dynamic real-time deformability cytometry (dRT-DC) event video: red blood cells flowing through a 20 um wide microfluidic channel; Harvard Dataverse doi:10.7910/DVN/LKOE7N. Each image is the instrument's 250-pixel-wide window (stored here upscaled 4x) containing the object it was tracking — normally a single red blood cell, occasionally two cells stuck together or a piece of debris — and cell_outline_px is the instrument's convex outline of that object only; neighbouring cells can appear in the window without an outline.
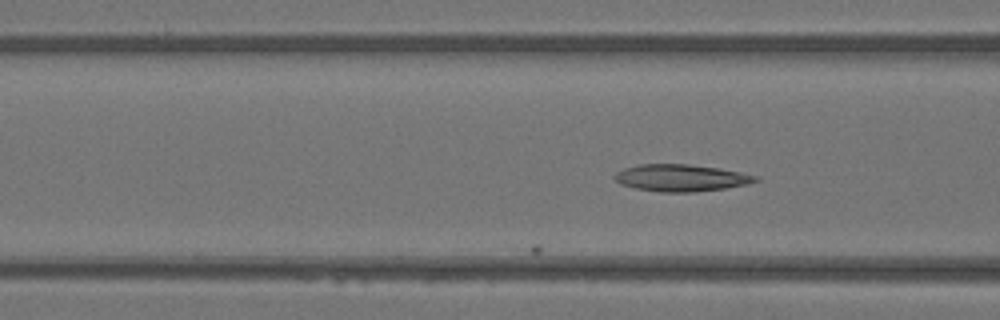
{"species": "Egyptian fruit bat (a non-hibernating species)", "species_latin": "Rousettus aegyptiacus", "temperature_condition": "warm", "stored_images_in_passage": 19, "camera_frame_rate_fps": 3000, "um_per_image_px": 0.085, "animal": {"sex": "female"}, "frame": {"image": 1, "passage_image": 19, "time_ms": 6.0, "image_size_px": [1000, 320], "cell_outline_px": [[760, 180], [748, 184], [724, 188], [692, 192], [660, 192], [636, 188], [620, 184], [612, 176], [616, 172], [624, 168], [640, 164], [688, 164], [720, 168], [740, 172], [756, 176]], "centroid_in_image_um": [57.87, 15.11], "position_along_channel_um": 108.7, "area_um2": 22.08}}